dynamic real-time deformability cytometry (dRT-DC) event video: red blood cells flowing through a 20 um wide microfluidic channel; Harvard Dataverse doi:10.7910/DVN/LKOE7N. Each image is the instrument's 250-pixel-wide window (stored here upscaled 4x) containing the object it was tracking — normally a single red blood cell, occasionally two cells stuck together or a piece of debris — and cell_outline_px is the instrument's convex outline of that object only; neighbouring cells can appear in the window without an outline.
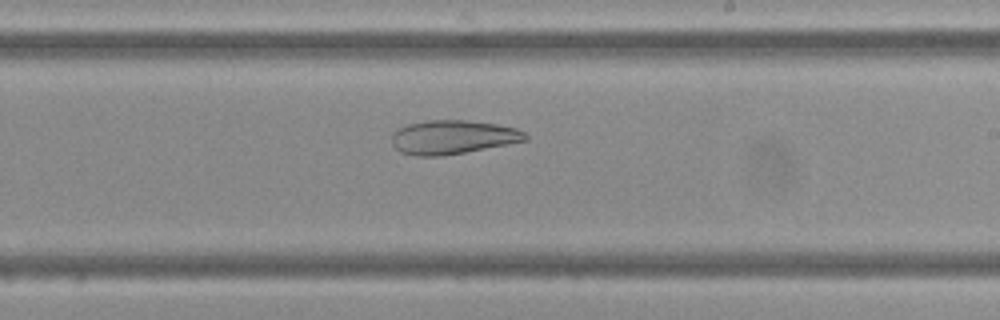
{"species": "Egyptian fruit bat (a non-hibernating species)", "species_latin": "Rousettus aegyptiacus", "temperature_condition": "cold", "stored_images_in_passage": 48, "camera_frame_rate_fps": 3000, "um_per_image_px": 0.085, "frame": {"image": 1, "passage_image": 28, "time_ms": 9.0, "image_size_px": [1000, 320], "cell_outline_px": [[528, 140], [508, 144], [464, 152], [440, 156], [416, 156], [400, 152], [392, 144], [392, 136], [396, 128], [408, 124], [424, 120], [464, 120], [496, 124], [516, 128], [524, 132], [528, 136]], "centroid_in_image_um": [38.46, 11.65], "position_along_channel_um": 250.5, "area_um2": 26.36}}